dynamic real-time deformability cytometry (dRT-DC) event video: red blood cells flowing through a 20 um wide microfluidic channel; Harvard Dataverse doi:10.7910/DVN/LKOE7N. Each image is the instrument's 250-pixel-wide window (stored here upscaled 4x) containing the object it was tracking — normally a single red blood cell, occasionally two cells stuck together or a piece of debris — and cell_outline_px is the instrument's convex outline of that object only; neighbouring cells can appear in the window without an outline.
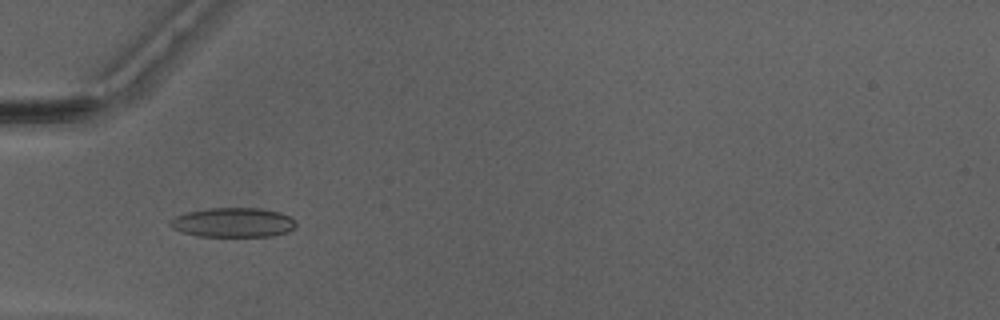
{"species": "Egyptian fruit bat (a non-hibernating species)", "species_latin": "Rousettus aegyptiacus", "temperature_condition": "warm", "stored_images_in_passage": 34, "camera_frame_rate_fps": 3000, "um_per_image_px": 0.085, "animal": {"sex": "male"}, "frame": {"image": 1, "passage_image": 3, "time_ms": 0.667, "image_size_px": [1000, 320], "cell_outline_px": [[296, 224], [288, 232], [272, 236], [200, 236], [180, 232], [172, 228], [168, 224], [176, 216], [188, 212], [212, 208], [260, 208], [280, 212], [288, 216]], "centroid_in_image_um": [19.8, 18.91], "position_along_channel_um": 65.2, "area_um2": 21.39}}
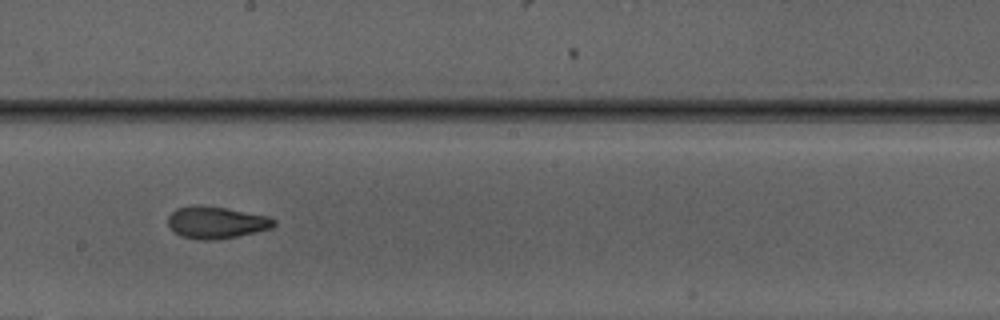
{"frame": {"image": 2, "passage_image": 15, "time_ms": 4.667, "image_size_px": [1000, 320], "cell_outline_px": [[276, 224], [272, 228], [236, 236], [212, 240], [200, 240], [184, 236], [176, 232], [168, 224], [168, 216], [176, 208], [192, 204], [200, 204], [224, 208], [268, 216], [276, 220]], "centroid_in_image_um": [18.37, 18.89], "position_along_channel_um": 229.8, "area_um2": 19.59}}
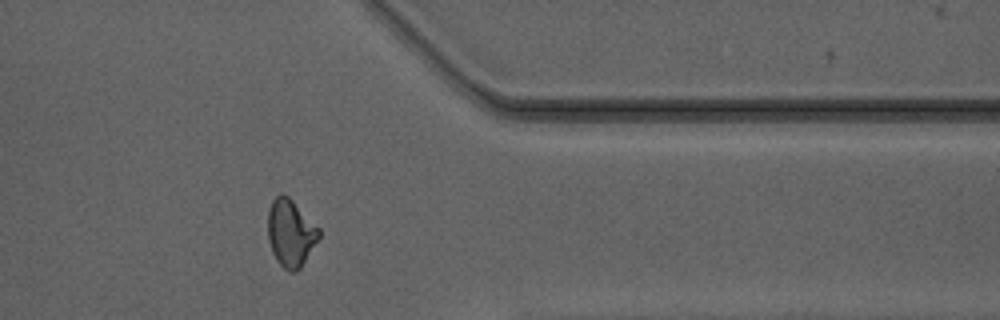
{"frame": {"image": 3, "passage_image": 27, "time_ms": 8.667, "image_size_px": [1000, 320], "cell_outline_px": [[320, 236], [300, 268], [296, 272], [292, 272], [284, 268], [276, 260], [272, 252], [268, 240], [268, 208], [272, 200], [280, 192], [288, 196], [320, 228]], "centroid_in_image_um": [24.69, 19.78], "position_along_channel_um": 386.7, "area_um2": 20.0}, "authors_computed_cell_mechanics": {"area_um2": 19.9121, "velocity_mm_per_s": 4.1803, "shape_relaxation_time_tau1_ms": 7.6262, "shape_relaxation_time_tau2_ms": 1.3641, "deformation_change_tau1": 0.1957, "deformation_change_tau2": 0.0765}}